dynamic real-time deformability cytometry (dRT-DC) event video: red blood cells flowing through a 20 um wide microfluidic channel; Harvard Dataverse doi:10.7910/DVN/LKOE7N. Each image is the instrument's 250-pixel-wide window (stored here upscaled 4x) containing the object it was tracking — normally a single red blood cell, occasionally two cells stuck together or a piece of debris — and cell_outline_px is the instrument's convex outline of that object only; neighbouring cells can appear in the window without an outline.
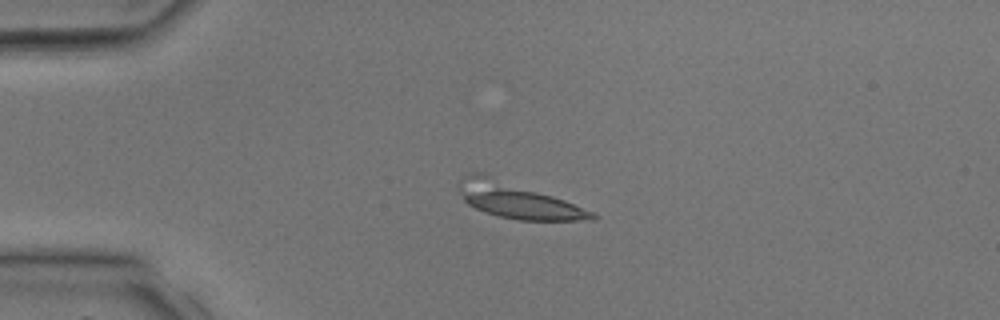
{"species": "common noctule bat (a hibernating species)", "species_latin": "Nyctalus noctula", "temperature_condition": "room temperature", "stored_images_in_passage": 3, "camera_frame_rate_fps": 3000, "um_per_image_px": 0.085, "animal": {"sex": "male", "body_mass_g": 17.9, "forearm_length_mm": 54.2}, "frame": {"image": 1, "passage_image": 2, "time_ms": 2.333, "image_size_px": [1000, 320], "cell_outline_px": [[596, 220], [520, 220], [500, 216], [484, 212], [468, 204], [464, 200], [456, 188], [456, 184], [468, 172], [484, 172], [564, 200], [596, 212]], "centroid_in_image_um": [43.92, 17.01], "position_along_channel_um": 41.1, "area_um2": 27.69}}